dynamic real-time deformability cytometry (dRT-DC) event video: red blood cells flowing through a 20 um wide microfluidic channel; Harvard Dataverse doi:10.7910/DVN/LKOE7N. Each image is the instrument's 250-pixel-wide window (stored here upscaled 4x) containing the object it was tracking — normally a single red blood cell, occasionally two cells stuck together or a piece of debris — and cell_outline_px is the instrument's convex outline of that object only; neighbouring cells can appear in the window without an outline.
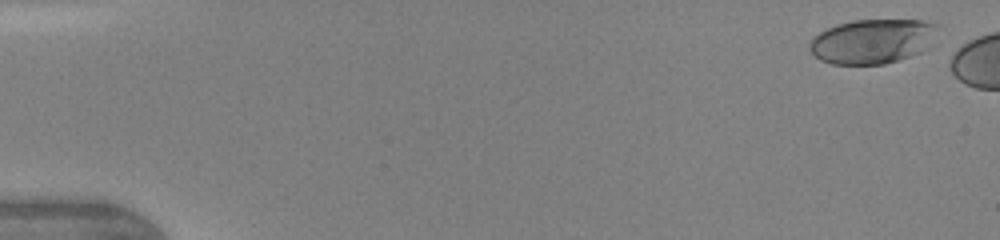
{"species": "human", "species_latin": "Homo sapiens", "temperature_condition": "warm", "stored_images_in_passage": 5, "camera_frame_rate_fps": 3000, "um_per_image_px": 0.085, "donor": {"sex": "female"}, "frame": {"image": 1, "passage_image": 2, "time_ms": 0.333, "image_size_px": [1000, 240], "cell_outline_px": [[936, 24], [920, 52], [884, 64], [832, 64], [820, 60], [808, 48], [808, 44], [812, 36], [836, 24], [852, 20], [920, 20]], "centroid_in_image_um": [73.98, 3.51], "position_along_channel_um": 11.0, "area_um2": 32.31}}